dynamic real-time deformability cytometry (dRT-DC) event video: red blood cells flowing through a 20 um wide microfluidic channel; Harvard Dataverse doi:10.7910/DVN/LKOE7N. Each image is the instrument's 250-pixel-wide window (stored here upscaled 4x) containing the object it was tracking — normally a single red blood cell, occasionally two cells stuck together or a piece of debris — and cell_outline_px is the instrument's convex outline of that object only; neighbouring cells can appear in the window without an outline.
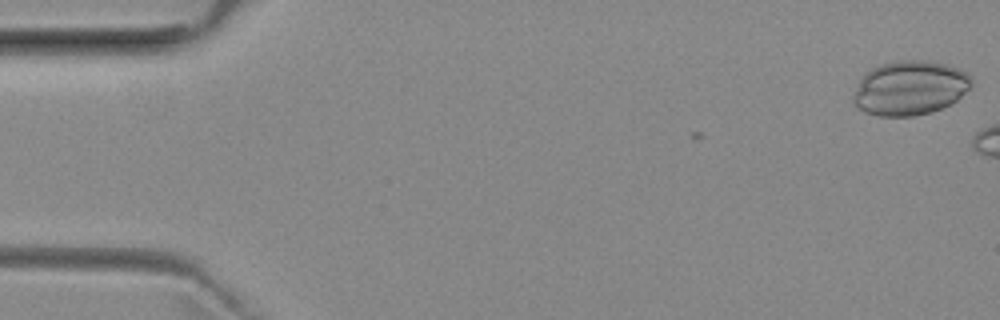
{"species": "common noctule bat (a hibernating species)", "species_latin": "Nyctalus noctula", "temperature_condition": "room temperature", "stored_images_in_passage": 3, "camera_frame_rate_fps": 3000, "um_per_image_px": 0.085, "animal": {"sex": "female", "body_mass_g": 29.2, "forearm_length_mm": 56.3}, "frame": {"image": 1, "passage_image": 1, "time_ms": 0.0, "image_size_px": [1000, 320], "cell_outline_px": [[972, 84], [956, 100], [932, 112], [912, 116], [880, 116], [864, 112], [856, 108], [852, 100], [852, 96], [864, 72], [880, 64], [900, 60], [928, 60], [944, 64], [968, 72], [972, 76]], "centroid_in_image_um": [77.3, 7.47], "position_along_channel_um": 7.7, "area_um2": 37.51}}